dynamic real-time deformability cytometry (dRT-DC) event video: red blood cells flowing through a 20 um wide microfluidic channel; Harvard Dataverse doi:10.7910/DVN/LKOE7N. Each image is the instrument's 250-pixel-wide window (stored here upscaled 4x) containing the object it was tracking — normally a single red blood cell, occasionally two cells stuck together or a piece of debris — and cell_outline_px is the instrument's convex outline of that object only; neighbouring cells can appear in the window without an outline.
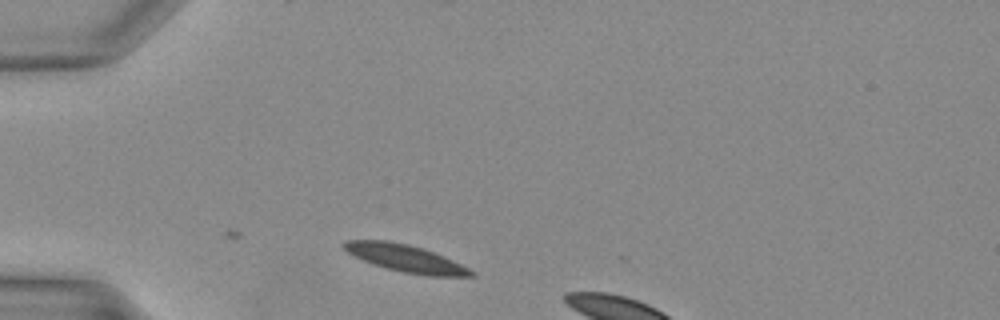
{"species": "Egyptian fruit bat (a non-hibernating species)", "species_latin": "Rousettus aegyptiacus", "temperature_condition": "warm", "stored_images_in_passage": 6, "camera_frame_rate_fps": 3000, "um_per_image_px": 0.085, "animal": {"sex": "female"}, "frame": {"image": 1, "passage_image": 1, "time_ms": 0.0, "image_size_px": [1000, 320], "cell_outline_px": [[476, 276], [428, 276], [400, 272], [384, 268], [364, 260], [348, 252], [344, 248], [344, 240], [388, 240], [408, 244], [432, 252], [452, 260], [476, 272]], "centroid_in_image_um": [34.48, 21.97], "position_along_channel_um": 50.5, "area_um2": 19.94}}
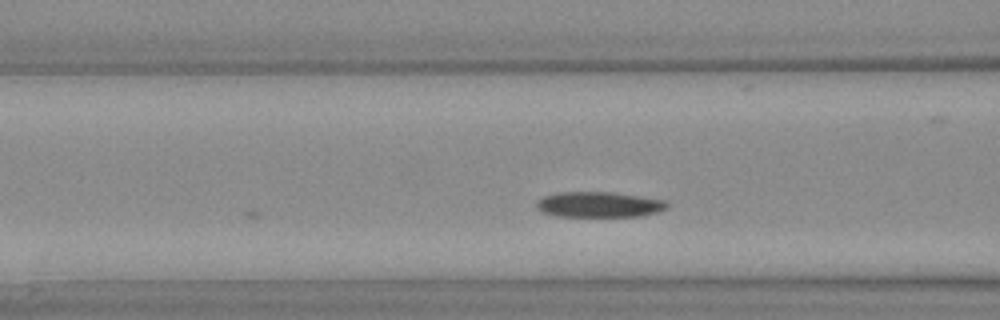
{"frame": {"image": 2, "passage_image": 6, "time_ms": 1.667, "image_size_px": [1000, 320], "cell_outline_px": [[668, 208], [656, 212], [640, 216], [556, 216], [540, 212], [536, 208], [536, 200], [544, 196], [556, 192], [608, 192], [664, 200], [668, 204]], "centroid_in_image_um": [50.83, 17.39], "position_along_channel_um": 115.8, "area_um2": 19.31}}